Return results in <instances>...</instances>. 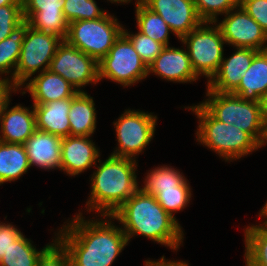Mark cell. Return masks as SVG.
Listing matches in <instances>:
<instances>
[{
  "label": "cell",
  "instance_id": "1",
  "mask_svg": "<svg viewBox=\"0 0 267 266\" xmlns=\"http://www.w3.org/2000/svg\"><path fill=\"white\" fill-rule=\"evenodd\" d=\"M105 217V221H86L80 212L55 235L67 251L71 266H111L128 245L122 226H114L112 216Z\"/></svg>",
  "mask_w": 267,
  "mask_h": 266
},
{
  "label": "cell",
  "instance_id": "2",
  "mask_svg": "<svg viewBox=\"0 0 267 266\" xmlns=\"http://www.w3.org/2000/svg\"><path fill=\"white\" fill-rule=\"evenodd\" d=\"M111 216L122 224L128 242L137 234L176 250L184 240L176 218L164 210L154 195L140 189Z\"/></svg>",
  "mask_w": 267,
  "mask_h": 266
},
{
  "label": "cell",
  "instance_id": "3",
  "mask_svg": "<svg viewBox=\"0 0 267 266\" xmlns=\"http://www.w3.org/2000/svg\"><path fill=\"white\" fill-rule=\"evenodd\" d=\"M91 176V194L86 205L101 216H111L138 189L137 162L129 157L110 155ZM102 162V163H101Z\"/></svg>",
  "mask_w": 267,
  "mask_h": 266
},
{
  "label": "cell",
  "instance_id": "4",
  "mask_svg": "<svg viewBox=\"0 0 267 266\" xmlns=\"http://www.w3.org/2000/svg\"><path fill=\"white\" fill-rule=\"evenodd\" d=\"M199 119L197 141L212 149L225 161L240 159L260 145L237 126L215 119L201 104L188 107Z\"/></svg>",
  "mask_w": 267,
  "mask_h": 266
},
{
  "label": "cell",
  "instance_id": "5",
  "mask_svg": "<svg viewBox=\"0 0 267 266\" xmlns=\"http://www.w3.org/2000/svg\"><path fill=\"white\" fill-rule=\"evenodd\" d=\"M207 100L200 103L215 119L237 126L261 145L265 122L261 102L247 101L232 93H220L207 89Z\"/></svg>",
  "mask_w": 267,
  "mask_h": 266
},
{
  "label": "cell",
  "instance_id": "6",
  "mask_svg": "<svg viewBox=\"0 0 267 266\" xmlns=\"http://www.w3.org/2000/svg\"><path fill=\"white\" fill-rule=\"evenodd\" d=\"M122 31L123 26L116 17L106 13L96 20L69 23L65 41L99 62L113 47Z\"/></svg>",
  "mask_w": 267,
  "mask_h": 266
},
{
  "label": "cell",
  "instance_id": "7",
  "mask_svg": "<svg viewBox=\"0 0 267 266\" xmlns=\"http://www.w3.org/2000/svg\"><path fill=\"white\" fill-rule=\"evenodd\" d=\"M208 25V22H203L183 36L180 41L187 45V52L195 74L198 77L204 75L210 80L223 59L225 40L216 24V27Z\"/></svg>",
  "mask_w": 267,
  "mask_h": 266
},
{
  "label": "cell",
  "instance_id": "8",
  "mask_svg": "<svg viewBox=\"0 0 267 266\" xmlns=\"http://www.w3.org/2000/svg\"><path fill=\"white\" fill-rule=\"evenodd\" d=\"M98 67L99 81L106 78L123 87L134 85L149 75L147 65L123 33L115 40L107 55L98 62Z\"/></svg>",
  "mask_w": 267,
  "mask_h": 266
},
{
  "label": "cell",
  "instance_id": "9",
  "mask_svg": "<svg viewBox=\"0 0 267 266\" xmlns=\"http://www.w3.org/2000/svg\"><path fill=\"white\" fill-rule=\"evenodd\" d=\"M62 41L63 39L57 35L44 33L28 26L15 69L14 85L21 88L39 69H41L40 73L48 70Z\"/></svg>",
  "mask_w": 267,
  "mask_h": 266
},
{
  "label": "cell",
  "instance_id": "10",
  "mask_svg": "<svg viewBox=\"0 0 267 266\" xmlns=\"http://www.w3.org/2000/svg\"><path fill=\"white\" fill-rule=\"evenodd\" d=\"M157 116L143 111L125 110L116 122L118 148L111 155L129 157L136 160L135 156L142 153L155 133ZM134 157V158H133Z\"/></svg>",
  "mask_w": 267,
  "mask_h": 266
},
{
  "label": "cell",
  "instance_id": "11",
  "mask_svg": "<svg viewBox=\"0 0 267 266\" xmlns=\"http://www.w3.org/2000/svg\"><path fill=\"white\" fill-rule=\"evenodd\" d=\"M69 82L78 92L89 83L99 82L98 61L69 45L65 40L58 46L49 69Z\"/></svg>",
  "mask_w": 267,
  "mask_h": 266
},
{
  "label": "cell",
  "instance_id": "12",
  "mask_svg": "<svg viewBox=\"0 0 267 266\" xmlns=\"http://www.w3.org/2000/svg\"><path fill=\"white\" fill-rule=\"evenodd\" d=\"M217 26L228 45L267 50V33L240 5L225 14V18Z\"/></svg>",
  "mask_w": 267,
  "mask_h": 266
},
{
  "label": "cell",
  "instance_id": "13",
  "mask_svg": "<svg viewBox=\"0 0 267 266\" xmlns=\"http://www.w3.org/2000/svg\"><path fill=\"white\" fill-rule=\"evenodd\" d=\"M65 0H22L24 20L32 28L66 39L69 23L63 14Z\"/></svg>",
  "mask_w": 267,
  "mask_h": 266
},
{
  "label": "cell",
  "instance_id": "14",
  "mask_svg": "<svg viewBox=\"0 0 267 266\" xmlns=\"http://www.w3.org/2000/svg\"><path fill=\"white\" fill-rule=\"evenodd\" d=\"M150 10L162 17L173 34L181 39L200 26L199 17L193 0H141Z\"/></svg>",
  "mask_w": 267,
  "mask_h": 266
},
{
  "label": "cell",
  "instance_id": "15",
  "mask_svg": "<svg viewBox=\"0 0 267 266\" xmlns=\"http://www.w3.org/2000/svg\"><path fill=\"white\" fill-rule=\"evenodd\" d=\"M235 53L224 58L214 74L208 80L207 89L220 93H232L240 84L241 77L249 69L254 56L259 52L252 48L237 47Z\"/></svg>",
  "mask_w": 267,
  "mask_h": 266
},
{
  "label": "cell",
  "instance_id": "16",
  "mask_svg": "<svg viewBox=\"0 0 267 266\" xmlns=\"http://www.w3.org/2000/svg\"><path fill=\"white\" fill-rule=\"evenodd\" d=\"M89 138V136H67L62 138L61 170L68 175H78L92 165L96 166L100 151Z\"/></svg>",
  "mask_w": 267,
  "mask_h": 266
},
{
  "label": "cell",
  "instance_id": "17",
  "mask_svg": "<svg viewBox=\"0 0 267 266\" xmlns=\"http://www.w3.org/2000/svg\"><path fill=\"white\" fill-rule=\"evenodd\" d=\"M150 72L167 81L179 83L192 82L199 78L193 71L188 52L169 45L148 66V74Z\"/></svg>",
  "mask_w": 267,
  "mask_h": 266
},
{
  "label": "cell",
  "instance_id": "18",
  "mask_svg": "<svg viewBox=\"0 0 267 266\" xmlns=\"http://www.w3.org/2000/svg\"><path fill=\"white\" fill-rule=\"evenodd\" d=\"M61 142L59 136L36 130L23 144L30 167L61 170Z\"/></svg>",
  "mask_w": 267,
  "mask_h": 266
},
{
  "label": "cell",
  "instance_id": "19",
  "mask_svg": "<svg viewBox=\"0 0 267 266\" xmlns=\"http://www.w3.org/2000/svg\"><path fill=\"white\" fill-rule=\"evenodd\" d=\"M5 107L0 117V141L14 144H24L37 130L34 108L29 110L21 105L8 109Z\"/></svg>",
  "mask_w": 267,
  "mask_h": 266
},
{
  "label": "cell",
  "instance_id": "20",
  "mask_svg": "<svg viewBox=\"0 0 267 266\" xmlns=\"http://www.w3.org/2000/svg\"><path fill=\"white\" fill-rule=\"evenodd\" d=\"M25 85L26 89L22 94H25L27 90L34 100L33 104H45L47 102L72 98L78 92L63 77L50 70L38 73L36 77L31 78Z\"/></svg>",
  "mask_w": 267,
  "mask_h": 266
},
{
  "label": "cell",
  "instance_id": "21",
  "mask_svg": "<svg viewBox=\"0 0 267 266\" xmlns=\"http://www.w3.org/2000/svg\"><path fill=\"white\" fill-rule=\"evenodd\" d=\"M36 116V129L61 138L70 136L69 109L71 98L32 105Z\"/></svg>",
  "mask_w": 267,
  "mask_h": 266
},
{
  "label": "cell",
  "instance_id": "22",
  "mask_svg": "<svg viewBox=\"0 0 267 266\" xmlns=\"http://www.w3.org/2000/svg\"><path fill=\"white\" fill-rule=\"evenodd\" d=\"M267 93V50L259 51L249 69L241 77L239 86L232 94L243 100L261 102Z\"/></svg>",
  "mask_w": 267,
  "mask_h": 266
},
{
  "label": "cell",
  "instance_id": "23",
  "mask_svg": "<svg viewBox=\"0 0 267 266\" xmlns=\"http://www.w3.org/2000/svg\"><path fill=\"white\" fill-rule=\"evenodd\" d=\"M92 97L85 91L77 92L71 98L69 109L70 136H89L96 129V111Z\"/></svg>",
  "mask_w": 267,
  "mask_h": 266
},
{
  "label": "cell",
  "instance_id": "24",
  "mask_svg": "<svg viewBox=\"0 0 267 266\" xmlns=\"http://www.w3.org/2000/svg\"><path fill=\"white\" fill-rule=\"evenodd\" d=\"M29 168L24 145L0 141V185L19 179Z\"/></svg>",
  "mask_w": 267,
  "mask_h": 266
},
{
  "label": "cell",
  "instance_id": "25",
  "mask_svg": "<svg viewBox=\"0 0 267 266\" xmlns=\"http://www.w3.org/2000/svg\"><path fill=\"white\" fill-rule=\"evenodd\" d=\"M136 20L141 33L164 46L169 44L170 27L160 15L150 10L141 0L136 2Z\"/></svg>",
  "mask_w": 267,
  "mask_h": 266
},
{
  "label": "cell",
  "instance_id": "26",
  "mask_svg": "<svg viewBox=\"0 0 267 266\" xmlns=\"http://www.w3.org/2000/svg\"><path fill=\"white\" fill-rule=\"evenodd\" d=\"M29 23L24 21L11 34L0 41V75L11 73L10 81L14 84L15 69L19 61L24 35Z\"/></svg>",
  "mask_w": 267,
  "mask_h": 266
},
{
  "label": "cell",
  "instance_id": "27",
  "mask_svg": "<svg viewBox=\"0 0 267 266\" xmlns=\"http://www.w3.org/2000/svg\"><path fill=\"white\" fill-rule=\"evenodd\" d=\"M246 266H267V224L245 229Z\"/></svg>",
  "mask_w": 267,
  "mask_h": 266
},
{
  "label": "cell",
  "instance_id": "28",
  "mask_svg": "<svg viewBox=\"0 0 267 266\" xmlns=\"http://www.w3.org/2000/svg\"><path fill=\"white\" fill-rule=\"evenodd\" d=\"M47 244L38 251L32 245L31 240L22 234L12 243L8 252L0 260V266H36L41 255L52 245Z\"/></svg>",
  "mask_w": 267,
  "mask_h": 266
},
{
  "label": "cell",
  "instance_id": "29",
  "mask_svg": "<svg viewBox=\"0 0 267 266\" xmlns=\"http://www.w3.org/2000/svg\"><path fill=\"white\" fill-rule=\"evenodd\" d=\"M186 178L180 174V171L172 167L160 166L147 173L144 186L139 188L142 192L155 195L162 190L175 189Z\"/></svg>",
  "mask_w": 267,
  "mask_h": 266
},
{
  "label": "cell",
  "instance_id": "30",
  "mask_svg": "<svg viewBox=\"0 0 267 266\" xmlns=\"http://www.w3.org/2000/svg\"><path fill=\"white\" fill-rule=\"evenodd\" d=\"M191 195L189 183H187V180L185 179L175 189L162 190L154 196L164 210L175 218L173 213L188 206Z\"/></svg>",
  "mask_w": 267,
  "mask_h": 266
},
{
  "label": "cell",
  "instance_id": "31",
  "mask_svg": "<svg viewBox=\"0 0 267 266\" xmlns=\"http://www.w3.org/2000/svg\"><path fill=\"white\" fill-rule=\"evenodd\" d=\"M107 12L101 10L95 0H65L63 14L68 23L78 20H96Z\"/></svg>",
  "mask_w": 267,
  "mask_h": 266
},
{
  "label": "cell",
  "instance_id": "32",
  "mask_svg": "<svg viewBox=\"0 0 267 266\" xmlns=\"http://www.w3.org/2000/svg\"><path fill=\"white\" fill-rule=\"evenodd\" d=\"M201 20L209 24H217V15L227 14L239 6L240 0H193Z\"/></svg>",
  "mask_w": 267,
  "mask_h": 266
},
{
  "label": "cell",
  "instance_id": "33",
  "mask_svg": "<svg viewBox=\"0 0 267 266\" xmlns=\"http://www.w3.org/2000/svg\"><path fill=\"white\" fill-rule=\"evenodd\" d=\"M128 30L123 28L122 33L130 40L134 49L139 54L141 60L147 67L155 60L165 47L163 44L152 40L150 37L141 33L130 34Z\"/></svg>",
  "mask_w": 267,
  "mask_h": 266
},
{
  "label": "cell",
  "instance_id": "34",
  "mask_svg": "<svg viewBox=\"0 0 267 266\" xmlns=\"http://www.w3.org/2000/svg\"><path fill=\"white\" fill-rule=\"evenodd\" d=\"M24 21L22 5L0 6V41Z\"/></svg>",
  "mask_w": 267,
  "mask_h": 266
},
{
  "label": "cell",
  "instance_id": "35",
  "mask_svg": "<svg viewBox=\"0 0 267 266\" xmlns=\"http://www.w3.org/2000/svg\"><path fill=\"white\" fill-rule=\"evenodd\" d=\"M53 242L41 255L36 266H71L67 251L56 239Z\"/></svg>",
  "mask_w": 267,
  "mask_h": 266
},
{
  "label": "cell",
  "instance_id": "36",
  "mask_svg": "<svg viewBox=\"0 0 267 266\" xmlns=\"http://www.w3.org/2000/svg\"><path fill=\"white\" fill-rule=\"evenodd\" d=\"M239 5L267 33V0H240Z\"/></svg>",
  "mask_w": 267,
  "mask_h": 266
},
{
  "label": "cell",
  "instance_id": "37",
  "mask_svg": "<svg viewBox=\"0 0 267 266\" xmlns=\"http://www.w3.org/2000/svg\"><path fill=\"white\" fill-rule=\"evenodd\" d=\"M15 227L10 223H0V260L8 252L12 243L22 235Z\"/></svg>",
  "mask_w": 267,
  "mask_h": 266
},
{
  "label": "cell",
  "instance_id": "38",
  "mask_svg": "<svg viewBox=\"0 0 267 266\" xmlns=\"http://www.w3.org/2000/svg\"><path fill=\"white\" fill-rule=\"evenodd\" d=\"M13 89V93L14 91H17V87L12 83V81L9 80V78L6 79V77L4 79H2V77L0 76V117L5 109V107L7 106V104L10 103V92H12Z\"/></svg>",
  "mask_w": 267,
  "mask_h": 266
},
{
  "label": "cell",
  "instance_id": "39",
  "mask_svg": "<svg viewBox=\"0 0 267 266\" xmlns=\"http://www.w3.org/2000/svg\"><path fill=\"white\" fill-rule=\"evenodd\" d=\"M145 266H189L186 262L177 261H166L164 256H162L159 261L145 260Z\"/></svg>",
  "mask_w": 267,
  "mask_h": 266
},
{
  "label": "cell",
  "instance_id": "40",
  "mask_svg": "<svg viewBox=\"0 0 267 266\" xmlns=\"http://www.w3.org/2000/svg\"><path fill=\"white\" fill-rule=\"evenodd\" d=\"M261 107L263 111V119H264V122H266L267 121V93L262 98Z\"/></svg>",
  "mask_w": 267,
  "mask_h": 266
},
{
  "label": "cell",
  "instance_id": "41",
  "mask_svg": "<svg viewBox=\"0 0 267 266\" xmlns=\"http://www.w3.org/2000/svg\"><path fill=\"white\" fill-rule=\"evenodd\" d=\"M22 5V0H0V6Z\"/></svg>",
  "mask_w": 267,
  "mask_h": 266
},
{
  "label": "cell",
  "instance_id": "42",
  "mask_svg": "<svg viewBox=\"0 0 267 266\" xmlns=\"http://www.w3.org/2000/svg\"><path fill=\"white\" fill-rule=\"evenodd\" d=\"M260 217H264L265 221L263 223L267 224V202L264 205V207L261 209L260 213H259Z\"/></svg>",
  "mask_w": 267,
  "mask_h": 266
},
{
  "label": "cell",
  "instance_id": "43",
  "mask_svg": "<svg viewBox=\"0 0 267 266\" xmlns=\"http://www.w3.org/2000/svg\"><path fill=\"white\" fill-rule=\"evenodd\" d=\"M264 144L267 145V121L265 122V132H264L263 141H262L260 147H263Z\"/></svg>",
  "mask_w": 267,
  "mask_h": 266
},
{
  "label": "cell",
  "instance_id": "44",
  "mask_svg": "<svg viewBox=\"0 0 267 266\" xmlns=\"http://www.w3.org/2000/svg\"><path fill=\"white\" fill-rule=\"evenodd\" d=\"M107 1H110L111 3H128V2H130L131 0H107ZM136 1H138V0H136Z\"/></svg>",
  "mask_w": 267,
  "mask_h": 266
}]
</instances>
